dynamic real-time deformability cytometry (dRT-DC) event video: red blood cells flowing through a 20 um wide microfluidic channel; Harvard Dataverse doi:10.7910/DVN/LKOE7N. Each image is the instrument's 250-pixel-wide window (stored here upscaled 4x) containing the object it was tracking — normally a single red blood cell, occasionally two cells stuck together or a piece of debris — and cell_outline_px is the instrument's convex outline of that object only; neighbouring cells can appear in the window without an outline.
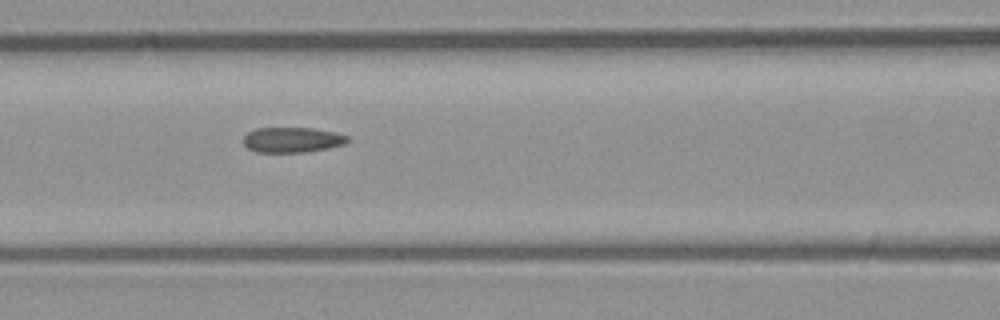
{"species": "common noctule bat (a hibernating species)", "species_latin": "Nyctalus noctula", "temperature_condition": "room temperature", "stored_images_in_passage": 9, "camera_frame_rate_fps": 3000, "um_per_image_px": 0.085, "animal": {"sex": "male", "body_mass_g": 23.1, "forearm_length_mm": 52.7}, "frame": {"image": 1, "passage_image": 6, "time_ms": 5.667, "image_size_px": [1000, 320], "cell_outline_px": [[348, 140], [344, 144], [328, 148], [304, 152], [256, 152], [248, 148], [244, 144], [244, 136], [248, 132], [256, 128], [312, 128], [336, 132], [348, 136]], "centroid_in_image_um": [24.83, 11.88], "position_along_channel_um": 141.8, "area_um2": 15.26}}
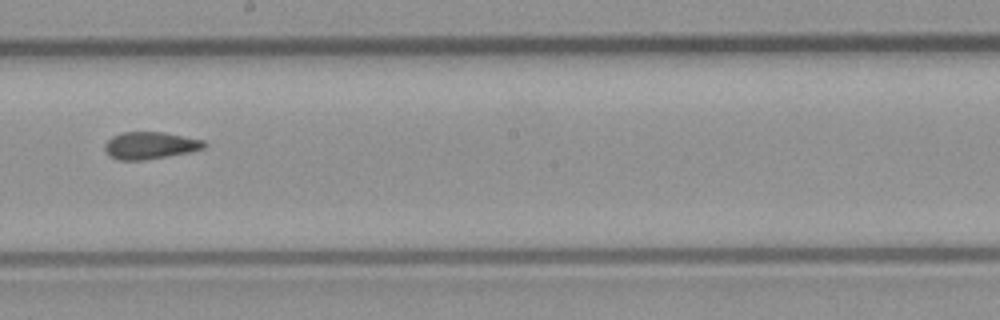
{"frame": {"image": 2, "passage_image": 8, "time_ms": 8.0, "image_size_px": [1000, 320], "cell_outline_px": [[208, 144], [204, 148], [188, 152], [144, 160], [120, 160], [112, 156], [104, 148], [104, 144], [112, 136], [124, 132], [164, 132], [204, 140]], "centroid_in_image_um": [12.78, 12.35], "position_along_channel_um": 235.4, "area_um2": 15.55}}
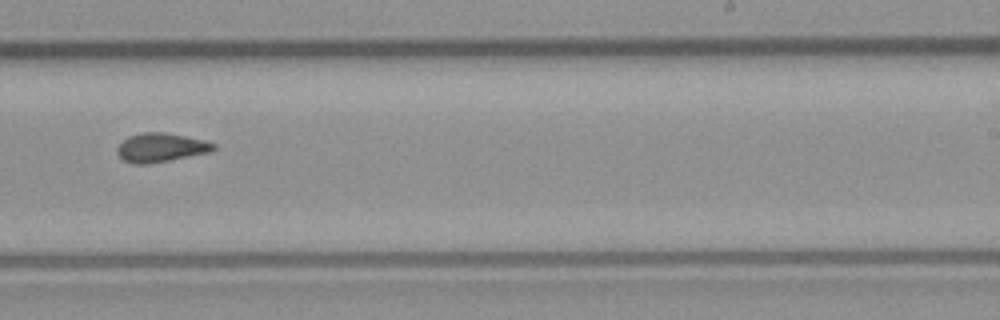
{"frame": {"image": 3, "passage_image": 9, "time_ms": 9.0, "image_size_px": [1000, 320], "cell_outline_px": [[216, 148], [212, 152], [148, 164], [136, 164], [124, 160], [116, 152], [116, 148], [128, 136], [144, 132], [164, 132], [184, 136], [216, 144]], "centroid_in_image_um": [13.67, 12.54], "position_along_channel_um": 275.3, "area_um2": 16.07}}